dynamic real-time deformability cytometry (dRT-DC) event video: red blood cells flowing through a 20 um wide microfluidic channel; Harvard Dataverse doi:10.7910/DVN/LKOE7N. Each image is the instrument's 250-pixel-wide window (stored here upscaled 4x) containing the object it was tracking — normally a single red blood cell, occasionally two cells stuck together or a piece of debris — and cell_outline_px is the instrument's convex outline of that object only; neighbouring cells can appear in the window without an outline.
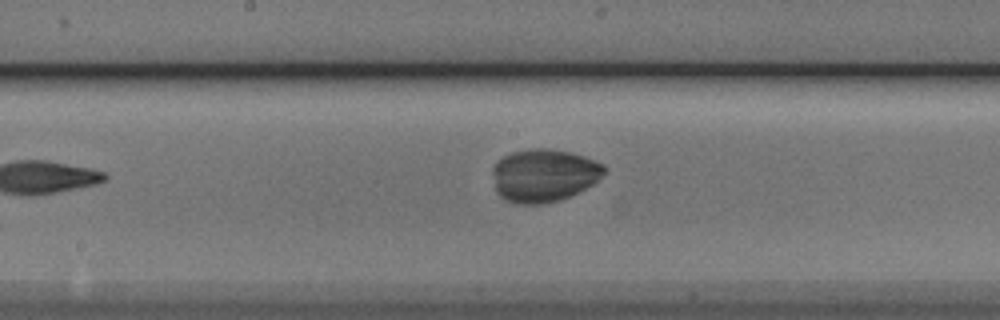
{"species": "Egyptian fruit bat (a non-hibernating species)", "species_latin": "Rousettus aegyptiacus", "temperature_condition": "cold", "stored_images_in_passage": 7, "segment_of_instrument_passage": [1, 2], "camera_frame_rate_fps": 3000, "um_per_image_px": 0.085, "animal": {"sex": "male"}, "frame": {"image": 1, "passage_image": 6, "time_ms": 1.667, "image_size_px": [1000, 320], "cell_outline_px": [[608, 168], [592, 184], [560, 200], [544, 204], [516, 204], [504, 200], [496, 192], [492, 172], [492, 168], [496, 160], [512, 152], [532, 148], [548, 148], [572, 152], [584, 156], [604, 164]], "centroid_in_image_um": [46.19, 14.9], "position_along_channel_um": 202.0, "area_um2": 34.62}}